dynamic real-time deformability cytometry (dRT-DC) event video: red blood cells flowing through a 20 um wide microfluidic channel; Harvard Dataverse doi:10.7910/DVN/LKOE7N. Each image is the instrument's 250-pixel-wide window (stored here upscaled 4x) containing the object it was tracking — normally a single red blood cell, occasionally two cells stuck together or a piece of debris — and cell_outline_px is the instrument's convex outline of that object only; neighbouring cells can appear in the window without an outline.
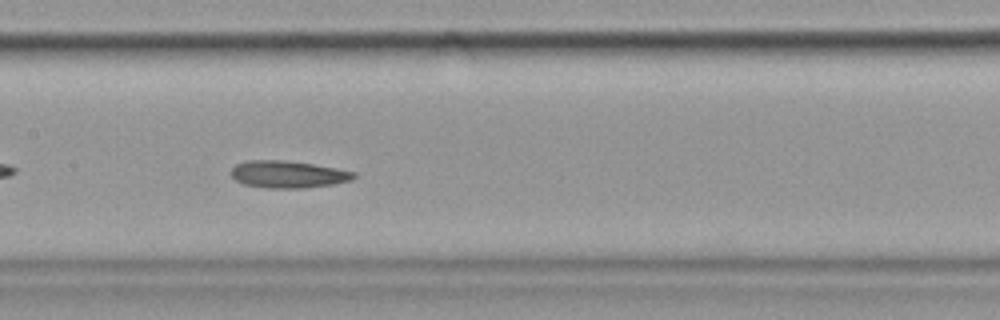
{"species": "common noctule bat (a hibernating species)", "species_latin": "Nyctalus noctula", "temperature_condition": "cold", "stored_images_in_passage": 42, "camera_frame_rate_fps": 3000, "um_per_image_px": 0.085, "animal": {"sex": "female", "body_mass_g": 19.9}, "frame": {"image": 1, "passage_image": 13, "time_ms": 4.0, "image_size_px": [1000, 320], "cell_outline_px": [[356, 176], [352, 180], [332, 184], [304, 188], [268, 188], [244, 184], [236, 180], [232, 176], [232, 168], [236, 164], [248, 160], [284, 160], [312, 164], [336, 168], [356, 172]], "centroid_in_image_um": [24.49, 14.81], "position_along_channel_um": 182.9, "area_um2": 19.31}}
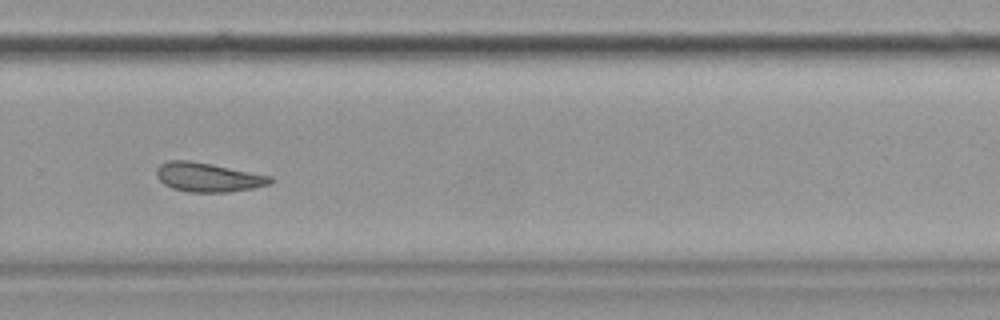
{"frame": {"image": 2, "passage_image": 24, "time_ms": 7.667, "image_size_px": [1000, 320], "cell_outline_px": [[272, 180], [268, 184], [252, 188], [228, 192], [188, 192], [172, 188], [164, 184], [156, 176], [156, 168], [160, 164], [168, 160], [188, 160], [212, 164], [272, 176]], "centroid_in_image_um": [17.64, 15.06], "position_along_channel_um": 312.2, "area_um2": 19.25}, "authors_computed_cell_mechanics": {"area_um2": 19.5653, "velocity_mm_per_s": 3.5331, "shape_relaxation_time_tau1_ms": null, "shape_relaxation_time_tau2_ms": 3.9743, "deformation_change_tau1": null, "deformation_change_tau2": 0.1056}}